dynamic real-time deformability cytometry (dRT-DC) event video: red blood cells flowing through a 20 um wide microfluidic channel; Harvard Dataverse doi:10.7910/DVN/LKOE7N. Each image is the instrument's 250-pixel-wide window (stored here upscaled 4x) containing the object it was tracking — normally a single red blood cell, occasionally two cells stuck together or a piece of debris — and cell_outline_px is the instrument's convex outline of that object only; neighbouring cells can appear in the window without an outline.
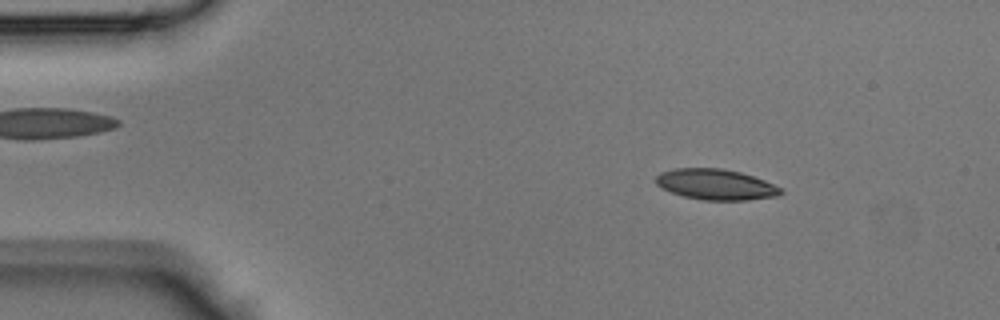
{"species": "Egyptian fruit bat (a non-hibernating species)", "species_latin": "Rousettus aegyptiacus", "temperature_condition": "room temperature", "stored_images_in_passage": 43, "camera_frame_rate_fps": 3000, "um_per_image_px": 0.085, "animal": {"sex": "male"}, "frame": {"image": 1, "passage_image": 6, "time_ms": 1.667, "image_size_px": [1000, 320], "cell_outline_px": [[784, 192], [776, 196], [748, 200], [704, 200], [684, 196], [660, 188], [656, 184], [656, 176], [660, 172], [676, 168], [724, 168], [740, 172], [764, 180], [780, 188]], "centroid_in_image_um": [60.81, 15.67], "position_along_channel_um": 24.2, "area_um2": 22.25}}
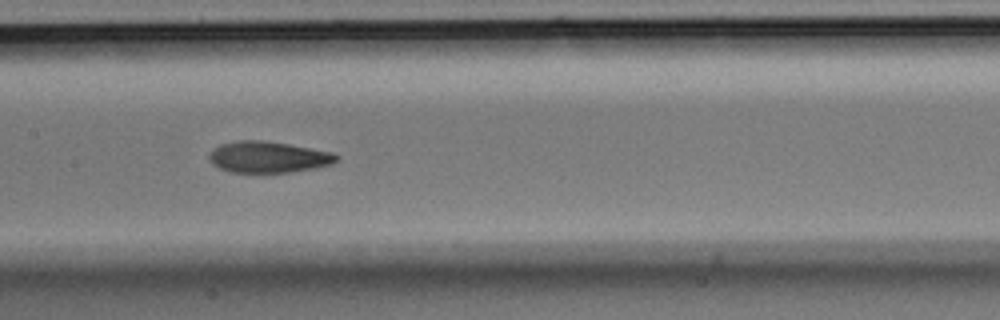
{"frame": {"image": 2, "passage_image": 21, "time_ms": 6.667, "image_size_px": [1000, 320], "cell_outline_px": [[340, 156], [332, 164], [316, 168], [288, 172], [232, 172], [220, 168], [212, 164], [208, 160], [208, 156], [212, 148], [220, 144], [236, 140], [264, 140], [288, 144], [332, 152]], "centroid_in_image_um": [22.77, 13.34], "position_along_channel_um": 184.6, "area_um2": 23.29}}
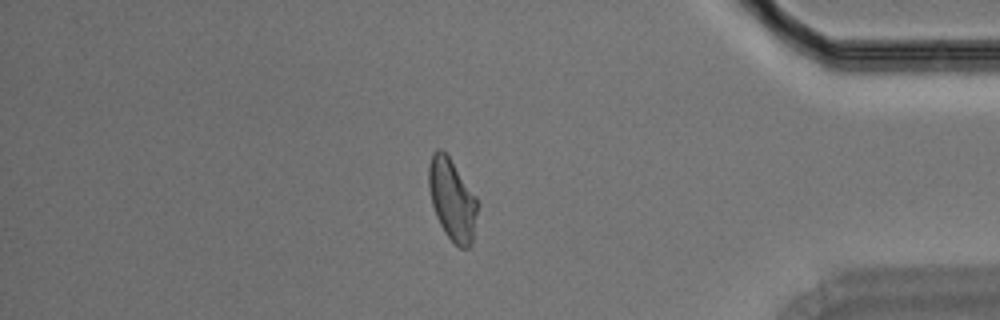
{"frame": {"image": 3, "passage_image": 37, "time_ms": 12.0, "image_size_px": [1000, 320], "cell_outline_px": [[476, 212], [472, 244], [468, 248], [460, 248], [444, 232], [436, 216], [432, 204], [428, 188], [428, 164], [432, 152], [436, 148], [440, 148], [448, 156], [476, 196]], "centroid_in_image_um": [38.39, 16.94], "position_along_channel_um": 396.8, "area_um2": 22.89}}